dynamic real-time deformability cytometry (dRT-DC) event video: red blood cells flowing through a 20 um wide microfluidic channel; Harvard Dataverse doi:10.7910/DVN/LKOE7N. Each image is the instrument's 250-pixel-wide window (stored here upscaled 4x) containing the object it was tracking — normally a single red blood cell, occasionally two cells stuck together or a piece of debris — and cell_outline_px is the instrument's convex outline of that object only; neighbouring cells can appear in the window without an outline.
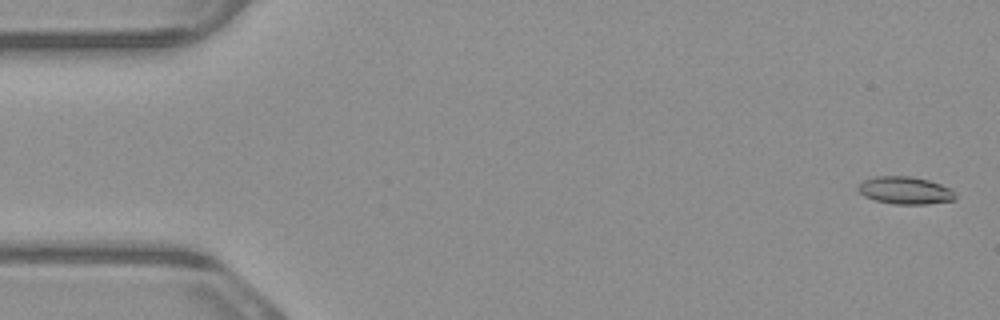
{"species": "common noctule bat (a hibernating species)", "species_latin": "Nyctalus noctula", "temperature_condition": "warm", "stored_images_in_passage": 5, "camera_frame_rate_fps": 3000, "um_per_image_px": 0.085, "animal": {"sex": "male", "body_mass_g": 23.1, "forearm_length_mm": 52.7}, "frame": {"image": 1, "passage_image": 1, "time_ms": 0.0, "image_size_px": [1000, 320], "cell_outline_px": [[956, 200], [928, 204], [896, 204], [876, 200], [864, 196], [856, 188], [864, 180], [876, 176], [908, 176], [928, 180], [952, 188], [956, 192]], "centroid_in_image_um": [76.99, 16.19], "position_along_channel_um": 8.0, "area_um2": 15.61}}